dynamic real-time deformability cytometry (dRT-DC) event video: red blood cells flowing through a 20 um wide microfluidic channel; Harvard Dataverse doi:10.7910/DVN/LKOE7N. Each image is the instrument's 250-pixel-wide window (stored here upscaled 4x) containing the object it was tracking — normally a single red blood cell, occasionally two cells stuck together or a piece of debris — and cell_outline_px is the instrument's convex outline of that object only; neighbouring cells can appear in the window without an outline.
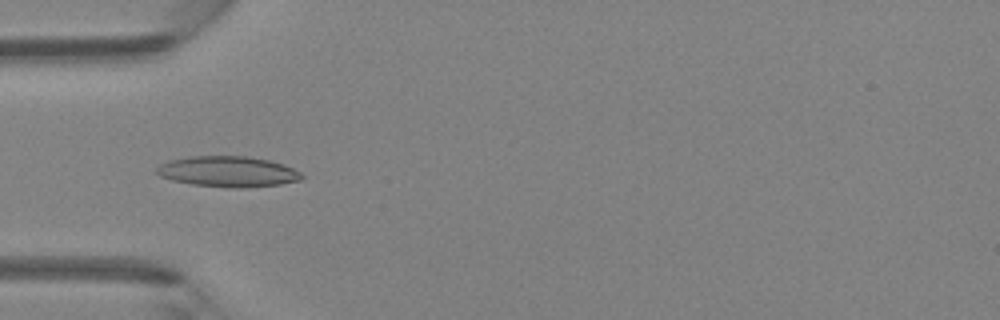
{"species": "Egyptian fruit bat (a non-hibernating species)", "species_latin": "Rousettus aegyptiacus", "temperature_condition": "room temperature", "stored_images_in_passage": 46, "camera_frame_rate_fps": 3000, "um_per_image_px": 0.085, "animal": {"sex": "female"}, "frame": {"image": 1, "passage_image": 14, "time_ms": 4.333, "image_size_px": [1000, 320], "cell_outline_px": [[304, 176], [300, 180], [280, 184], [240, 188], [228, 188], [192, 184], [172, 180], [160, 176], [156, 172], [156, 168], [160, 164], [168, 160], [188, 156], [248, 156], [268, 160], [284, 164], [300, 172]], "centroid_in_image_um": [19.35, 14.58], "position_along_channel_um": 65.6, "area_um2": 26.01}}
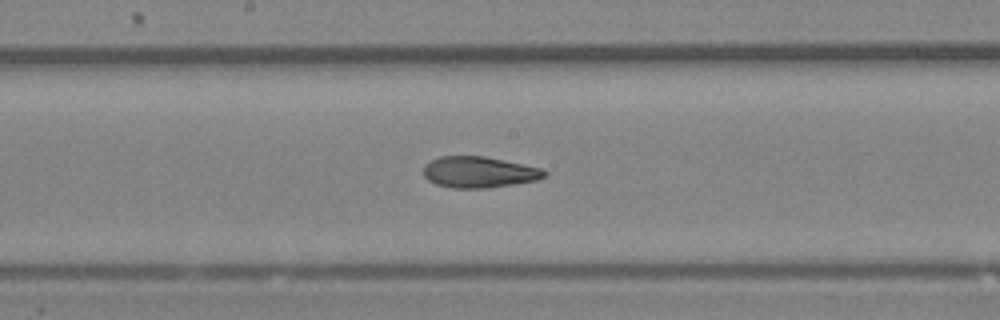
{"frame": {"image": 2, "passage_image": 24, "time_ms": 7.667, "image_size_px": [1000, 320], "cell_outline_px": [[548, 172], [544, 176], [536, 180], [488, 188], [452, 188], [436, 184], [428, 180], [424, 176], [424, 164], [440, 156], [484, 156], [544, 168]], "centroid_in_image_um": [40.72, 14.63], "position_along_channel_um": 207.5, "area_um2": 21.96}}
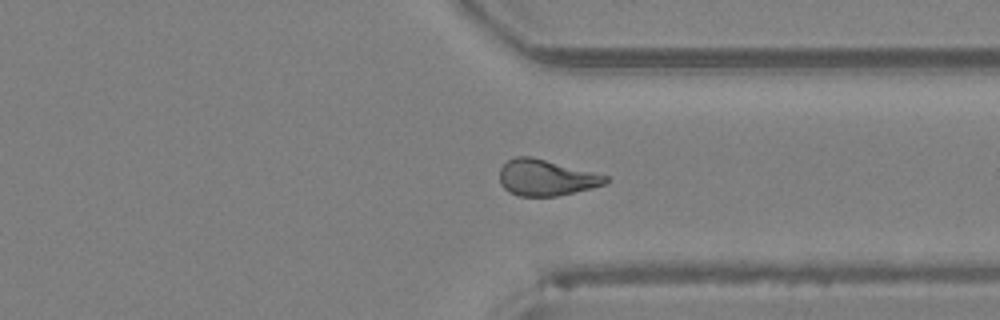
{"frame": {"image": 3, "passage_image": 35, "time_ms": 11.333, "image_size_px": [1000, 320], "cell_outline_px": [[608, 180], [604, 184], [592, 188], [556, 196], [516, 196], [508, 192], [500, 184], [500, 168], [508, 160], [516, 156], [532, 156], [608, 176]], "centroid_in_image_um": [46.38, 15.1], "position_along_channel_um": 365.0, "area_um2": 22.25}, "authors_computed_cell_mechanics": {"area_um2": 22.6287, "velocity_mm_per_s": 4.2779, "shape_relaxation_time_tau1_ms": null, "shape_relaxation_time_tau2_ms": 2.2527, "deformation_change_tau1": null, "deformation_change_tau2": 0.0974}}